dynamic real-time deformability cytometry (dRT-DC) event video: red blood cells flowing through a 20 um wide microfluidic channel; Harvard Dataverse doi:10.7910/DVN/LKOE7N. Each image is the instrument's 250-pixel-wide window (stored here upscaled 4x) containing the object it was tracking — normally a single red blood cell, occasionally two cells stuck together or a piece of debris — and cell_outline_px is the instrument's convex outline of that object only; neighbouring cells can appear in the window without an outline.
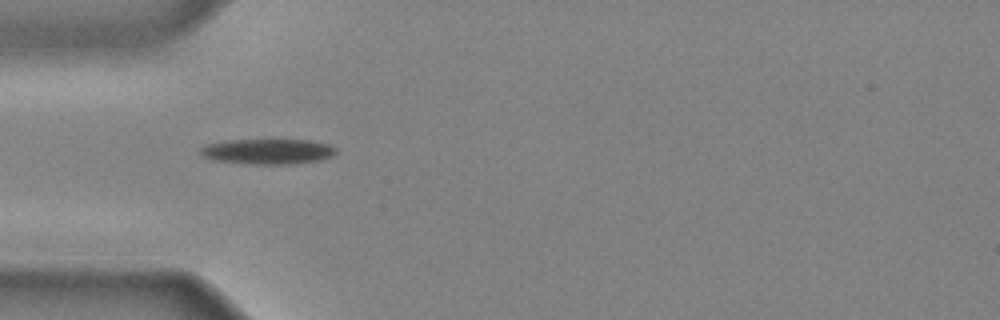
{"species": "common noctule bat (a hibernating species)", "species_latin": "Nyctalus noctula", "temperature_condition": "cold", "stored_images_in_passage": 31, "camera_frame_rate_fps": 3000, "um_per_image_px": 0.085, "animal": {"sex": "male", "body_mass_g": 20.4}, "frame": {"image": 1, "passage_image": 1, "time_ms": 0.0, "image_size_px": [1000, 320], "cell_outline_px": [[336, 152], [320, 160], [288, 164], [256, 164], [216, 160], [204, 156], [200, 152], [200, 148], [208, 144], [232, 140], [308, 140], [328, 144], [336, 148]], "centroid_in_image_um": [22.77, 12.87], "position_along_channel_um": 62.2, "area_um2": 19.48}}
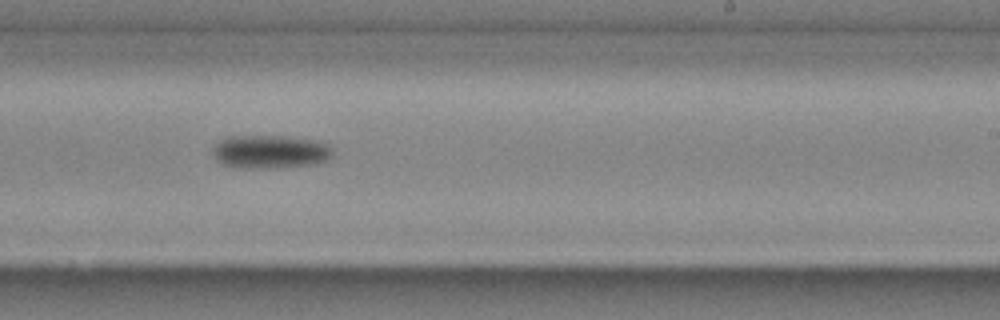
{"frame": {"image": 2, "passage_image": 15, "time_ms": 4.667, "image_size_px": [1000, 320], "cell_outline_px": [[332, 156], [316, 164], [272, 168], [244, 168], [224, 164], [216, 160], [212, 152], [216, 144], [224, 136], [280, 136], [320, 140], [328, 144], [332, 148]], "centroid_in_image_um": [22.97, 12.89], "position_along_channel_um": 266.0, "area_um2": 23.41}}
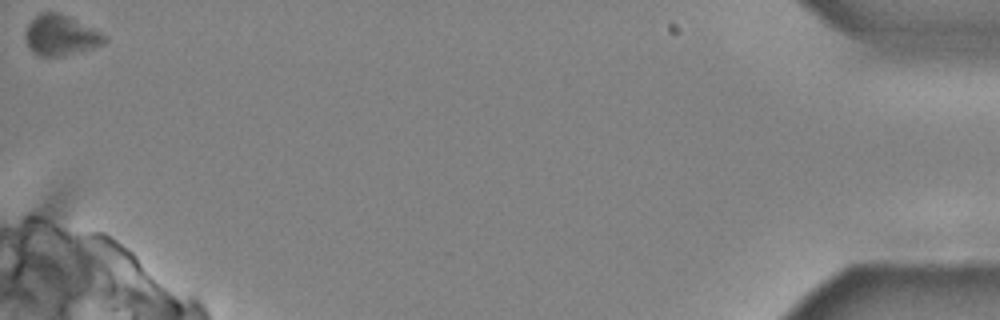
{"frame": {"image": 3, "passage_image": 31, "time_ms": 10.0, "image_size_px": [1000, 320], "cell_outline_px": [[108, 40], [104, 44], [60, 56], [40, 56], [28, 44], [24, 36], [24, 32], [28, 24], [40, 12], [60, 12], [108, 36]], "centroid_in_image_um": [5.16, 2.97], "position_along_channel_um": 430.0, "area_um2": 18.26}}